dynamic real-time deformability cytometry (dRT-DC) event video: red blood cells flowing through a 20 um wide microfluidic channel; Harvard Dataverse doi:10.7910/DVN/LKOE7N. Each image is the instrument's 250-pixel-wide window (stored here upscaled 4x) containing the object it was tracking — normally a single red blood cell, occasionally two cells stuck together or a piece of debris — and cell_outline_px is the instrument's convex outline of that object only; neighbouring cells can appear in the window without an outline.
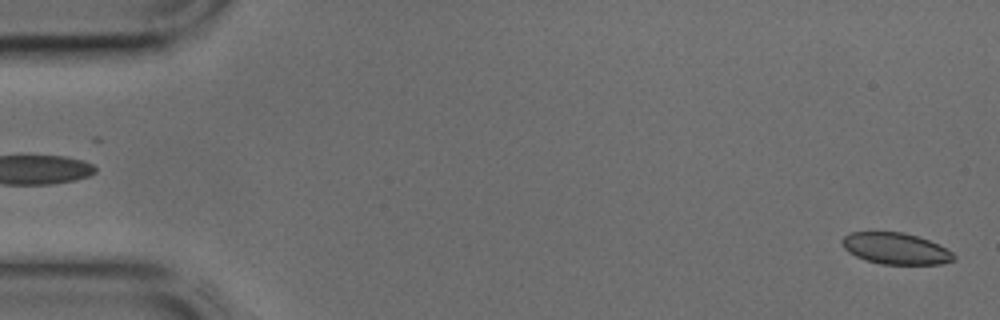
{"species": "common noctule bat (a hibernating species)", "species_latin": "Nyctalus noctula", "temperature_condition": "cold", "stored_images_in_passage": 44, "camera_frame_rate_fps": 3000, "um_per_image_px": 0.085, "animal": {"sex": "male", "body_mass_g": 17.9, "forearm_length_mm": 54.2}, "frame": {"image": 1, "passage_image": 1, "time_ms": 0.0, "image_size_px": [1000, 320], "cell_outline_px": [[956, 260], [940, 264], [880, 264], [856, 256], [848, 252], [844, 248], [840, 240], [844, 236], [852, 232], [904, 232], [928, 240], [952, 252], [956, 256]], "centroid_in_image_um": [76.12, 21.13], "position_along_channel_um": 8.9, "area_um2": 20.29}}
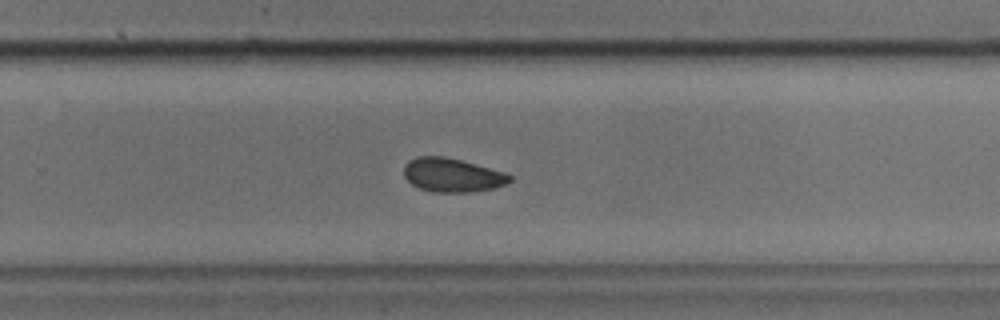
{"frame": {"image": 2, "passage_image": 28, "time_ms": 9.0, "image_size_px": [1000, 320], "cell_outline_px": [[512, 180], [504, 184], [492, 188], [468, 192], [436, 192], [420, 188], [412, 184], [404, 176], [404, 164], [408, 160], [416, 156], [444, 156], [476, 164], [504, 172], [512, 176]], "centroid_in_image_um": [38.4, 14.87], "position_along_channel_um": 291.4, "area_um2": 20.69}}
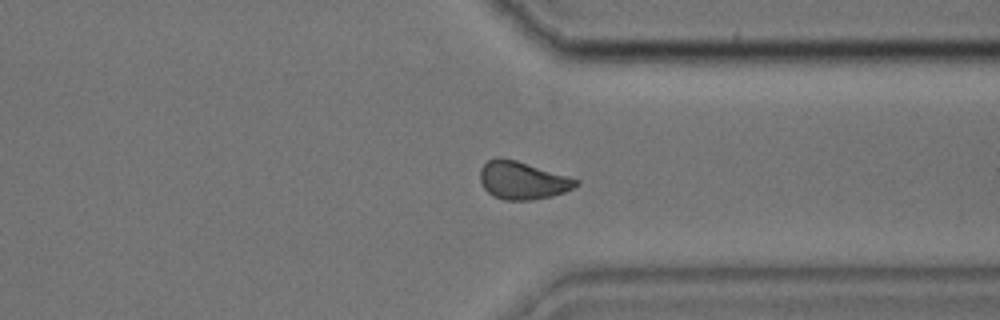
{"frame": {"image": 3, "passage_image": 33, "time_ms": 10.667, "image_size_px": [1000, 320], "cell_outline_px": [[580, 184], [564, 192], [552, 196], [532, 200], [504, 200], [492, 196], [484, 188], [480, 180], [480, 168], [488, 160], [496, 156], [500, 156], [516, 160], [580, 180]], "centroid_in_image_um": [44.38, 15.33], "position_along_channel_um": 367.0, "area_um2": 21.21}}